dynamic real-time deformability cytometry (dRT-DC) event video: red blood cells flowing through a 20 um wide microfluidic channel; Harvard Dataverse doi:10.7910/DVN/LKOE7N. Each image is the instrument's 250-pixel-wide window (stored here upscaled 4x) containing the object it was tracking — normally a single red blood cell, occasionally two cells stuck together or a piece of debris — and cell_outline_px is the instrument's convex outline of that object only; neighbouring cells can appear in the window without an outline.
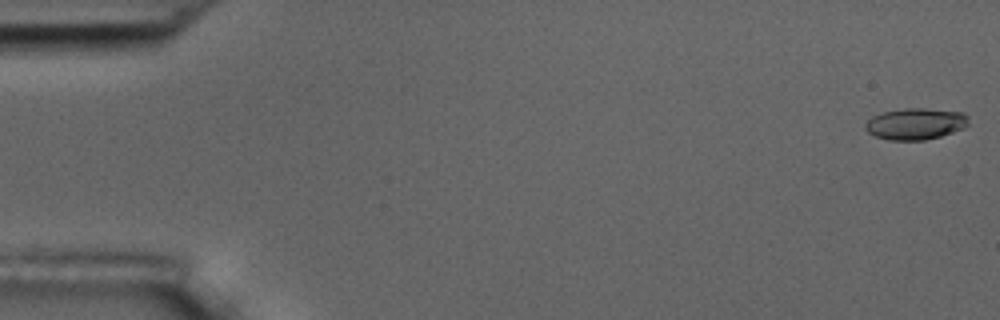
{"species": "common noctule bat (a hibernating species)", "species_latin": "Nyctalus noctula", "temperature_condition": "room temperature", "stored_images_in_passage": 5, "camera_frame_rate_fps": 3000, "um_per_image_px": 0.085, "animal": {"sex": "male", "body_mass_g": 17.5, "forearm_length_mm": 52.3}, "frame": {"image": 1, "passage_image": 1, "time_ms": 0.0, "image_size_px": [1000, 320], "cell_outline_px": [[968, 124], [964, 128], [940, 136], [924, 140], [888, 140], [876, 136], [868, 132], [864, 128], [864, 124], [872, 116], [884, 112], [904, 108], [924, 108], [964, 112], [968, 116]], "centroid_in_image_um": [77.82, 10.52], "position_along_channel_um": 7.2, "area_um2": 18.96}}
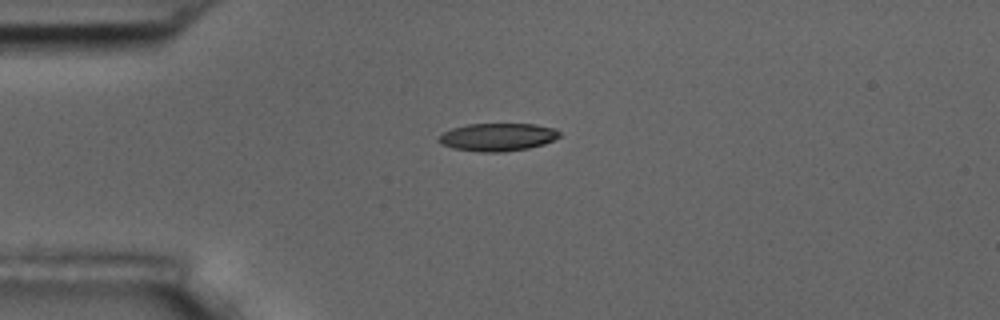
{"frame": {"image": 2, "passage_image": 5, "time_ms": 4.333, "image_size_px": [1000, 320], "cell_outline_px": [[560, 136], [544, 144], [528, 148], [504, 152], [480, 152], [452, 148], [440, 144], [436, 140], [444, 132], [452, 128], [468, 124], [536, 124], [556, 128], [560, 132]], "centroid_in_image_um": [42.29, 11.65], "position_along_channel_um": 42.7, "area_um2": 19.71}}